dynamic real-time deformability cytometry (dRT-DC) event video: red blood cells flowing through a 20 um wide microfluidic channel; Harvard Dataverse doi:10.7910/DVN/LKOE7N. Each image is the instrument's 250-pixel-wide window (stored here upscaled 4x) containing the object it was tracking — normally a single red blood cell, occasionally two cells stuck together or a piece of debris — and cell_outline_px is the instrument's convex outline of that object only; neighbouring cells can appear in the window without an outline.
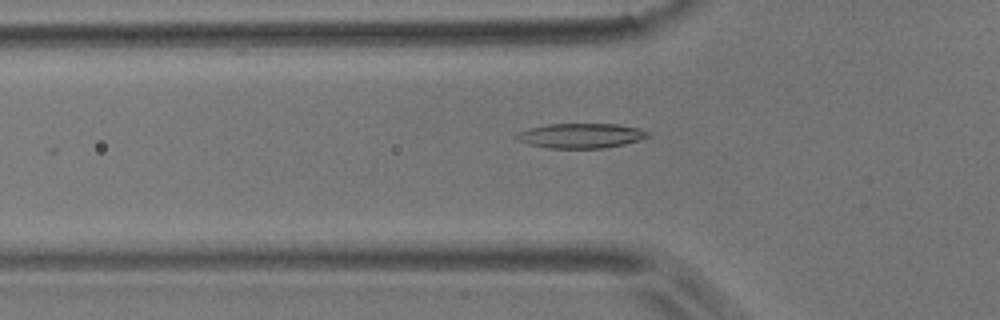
{"species": "common noctule bat (a hibernating species)", "species_latin": "Nyctalus noctula", "temperature_condition": "room temperature", "stored_images_in_passage": 35, "camera_frame_rate_fps": 3000, "um_per_image_px": 0.085, "animal": {"sex": "male", "body_mass_g": 17.9}, "frame": {"image": 1, "passage_image": 9, "time_ms": 2.667, "image_size_px": [1000, 320], "cell_outline_px": [[648, 136], [640, 140], [624, 144], [604, 148], [548, 148], [528, 144], [516, 140], [512, 136], [516, 132], [528, 128], [548, 124], [616, 124], [640, 128], [648, 132]], "centroid_in_image_um": [49.3, 11.53], "position_along_channel_um": 76.5, "area_um2": 19.13}}
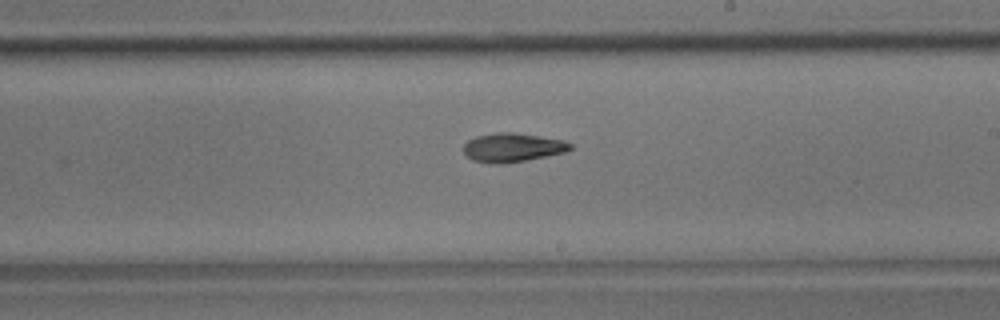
{"frame": {"image": 2, "passage_image": 22, "time_ms": 7.0, "image_size_px": [1000, 320], "cell_outline_px": [[572, 148], [564, 152], [504, 164], [492, 164], [472, 160], [464, 152], [464, 144], [468, 140], [476, 136], [496, 132], [512, 132], [540, 136], [564, 140], [572, 144]], "centroid_in_image_um": [43.54, 12.53], "position_along_channel_um": 245.5, "area_um2": 17.86}}
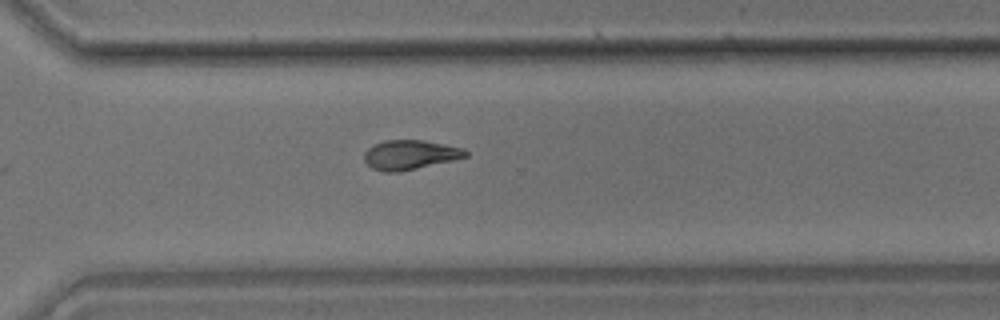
{"frame": {"image": 3, "passage_image": 29, "time_ms": 9.333, "image_size_px": [1000, 320], "cell_outline_px": [[468, 156], [452, 160], [400, 172], [384, 172], [372, 168], [364, 160], [364, 152], [368, 148], [384, 140], [424, 140], [464, 148], [468, 152]], "centroid_in_image_um": [34.85, 13.15], "position_along_channel_um": 335.8, "area_um2": 17.34}, "authors_computed_cell_mechanics": {"area_um2": 17.629, "velocity_mm_per_s": 3.8772, "shape_relaxation_time_tau1_ms": 10.7593, "shape_relaxation_time_tau2_ms": 7.6442, "deformation_change_tau1": 0.2449, "deformation_change_tau2": 0.1599}}